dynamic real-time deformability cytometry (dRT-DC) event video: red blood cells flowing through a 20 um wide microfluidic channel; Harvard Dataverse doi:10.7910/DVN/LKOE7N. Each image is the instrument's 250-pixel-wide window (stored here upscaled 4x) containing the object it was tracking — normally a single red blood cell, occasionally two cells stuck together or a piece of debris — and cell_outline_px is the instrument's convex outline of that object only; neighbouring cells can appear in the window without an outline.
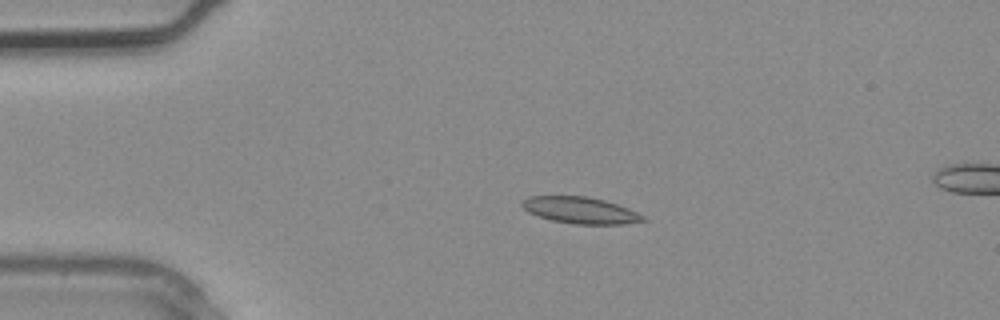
{"species": "common noctule bat (a hibernating species)", "species_latin": "Nyctalus noctula", "temperature_condition": "warm", "stored_images_in_passage": 3, "camera_frame_rate_fps": 3000, "um_per_image_px": 0.085, "animal": {"sex": "male", "body_mass_g": 20.4}, "frame": {"image": 1, "passage_image": 2, "time_ms": 0.333, "image_size_px": [1000, 320], "cell_outline_px": [[648, 220], [624, 224], [576, 224], [552, 220], [536, 216], [528, 212], [520, 204], [520, 200], [528, 196], [588, 196], [604, 200], [628, 208], [644, 216]], "centroid_in_image_um": [49.29, 17.87], "position_along_channel_um": 35.7, "area_um2": 18.79}}